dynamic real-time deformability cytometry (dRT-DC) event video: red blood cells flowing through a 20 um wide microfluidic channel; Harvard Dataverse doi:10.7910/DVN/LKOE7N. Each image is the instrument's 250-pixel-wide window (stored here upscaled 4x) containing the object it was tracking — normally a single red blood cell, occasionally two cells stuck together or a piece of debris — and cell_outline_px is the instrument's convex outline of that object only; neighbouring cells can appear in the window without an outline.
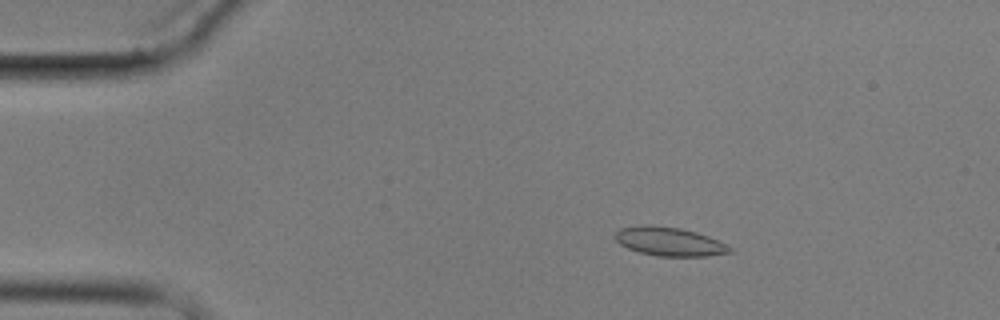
{"species": "common noctule bat (a hibernating species)", "species_latin": "Nyctalus noctula", "temperature_condition": "cold", "stored_images_in_passage": 3, "camera_frame_rate_fps": 3000, "um_per_image_px": 0.085, "animal": {"sex": "male", "body_mass_g": 17.9}, "frame": {"image": 1, "passage_image": 3, "time_ms": 2.333, "image_size_px": [1000, 320], "cell_outline_px": [[736, 248], [732, 252], [708, 256], [660, 256], [640, 252], [628, 248], [620, 244], [612, 236], [620, 228], [640, 224], [648, 224], [680, 228], [696, 232], [708, 236]], "centroid_in_image_um": [56.9, 20.52], "position_along_channel_um": 28.1, "area_um2": 19.42}}